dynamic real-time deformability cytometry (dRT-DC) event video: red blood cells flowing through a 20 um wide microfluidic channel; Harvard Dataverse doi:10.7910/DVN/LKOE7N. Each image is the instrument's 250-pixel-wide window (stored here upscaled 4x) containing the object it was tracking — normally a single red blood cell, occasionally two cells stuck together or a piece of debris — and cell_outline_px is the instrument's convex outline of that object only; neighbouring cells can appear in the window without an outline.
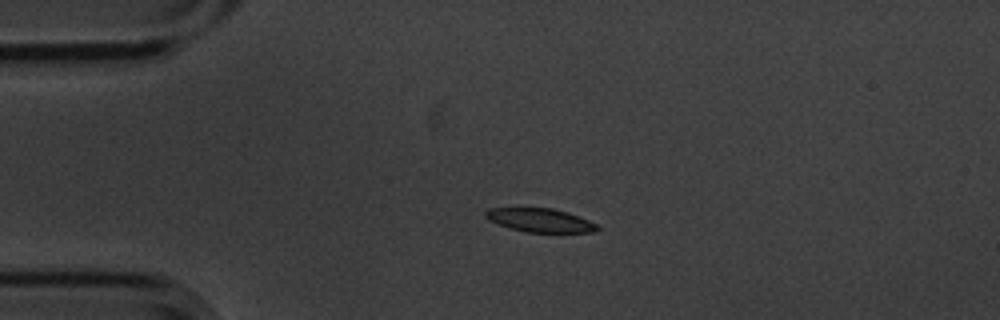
{"species": "common noctule bat (a hibernating species)", "species_latin": "Nyctalus noctula", "temperature_condition": "cold", "stored_images_in_passage": 3, "camera_frame_rate_fps": 3000, "um_per_image_px": 0.085, "animal": {"sex": "male", "body_mass_g": 20.1, "forearm_length_mm": 53.5}, "frame": {"image": 1, "passage_image": 3, "time_ms": 0.667, "image_size_px": [1000, 320], "cell_outline_px": [[600, 228], [596, 232], [524, 232], [488, 220], [484, 216], [484, 212], [488, 208], [552, 208], [568, 212], [588, 220], [596, 224]], "centroid_in_image_um": [45.9, 18.71], "position_along_channel_um": 39.1, "area_um2": 15.32}}